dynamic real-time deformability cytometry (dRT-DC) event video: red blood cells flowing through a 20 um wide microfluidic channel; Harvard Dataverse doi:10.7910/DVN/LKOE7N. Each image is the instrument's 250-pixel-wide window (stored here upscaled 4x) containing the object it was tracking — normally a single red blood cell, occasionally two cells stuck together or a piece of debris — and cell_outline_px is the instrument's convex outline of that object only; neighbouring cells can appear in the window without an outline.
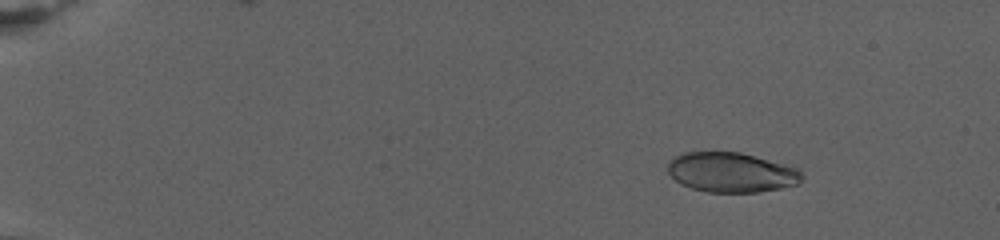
{"species": "human", "species_latin": "Homo sapiens", "temperature_condition": "warm", "stored_images_in_passage": 16, "camera_frame_rate_fps": 3000, "um_per_image_px": 0.085, "donor": {"sex": "female"}, "frame": {"image": 1, "passage_image": 5, "time_ms": 3.333, "image_size_px": [1000, 240], "cell_outline_px": [[804, 176], [800, 184], [760, 192], [708, 192], [692, 188], [680, 184], [668, 172], [668, 160], [684, 152], [740, 152], [800, 168]], "centroid_in_image_um": [62.2, 14.65], "position_along_channel_um": 22.8, "area_um2": 31.33}}
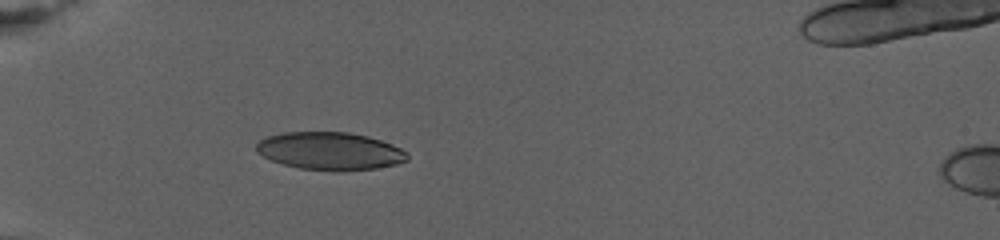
{"frame": {"image": 2, "passage_image": 13, "time_ms": 8.667, "image_size_px": [1000, 240], "cell_outline_px": [[408, 160], [396, 164], [376, 168], [340, 172], [332, 172], [300, 168], [284, 164], [272, 160], [256, 152], [256, 144], [260, 140], [268, 136], [280, 132], [348, 132], [368, 136], [392, 144], [408, 152]], "centroid_in_image_um": [28.06, 12.84], "position_along_channel_um": 56.9, "area_um2": 33.47}}
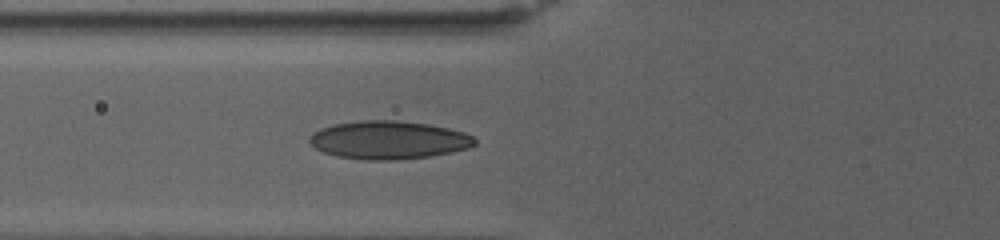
{"frame": {"image": 3, "passage_image": 16, "time_ms": 10.667, "image_size_px": [1000, 240], "cell_outline_px": [[476, 144], [468, 148], [428, 156], [396, 160], [364, 160], [336, 156], [324, 152], [308, 144], [308, 140], [320, 128], [332, 124], [360, 120], [396, 120], [428, 124], [448, 128], [464, 132], [472, 136], [476, 140]], "centroid_in_image_um": [33.0, 11.89], "position_along_channel_um": 92.8, "area_um2": 36.7}}